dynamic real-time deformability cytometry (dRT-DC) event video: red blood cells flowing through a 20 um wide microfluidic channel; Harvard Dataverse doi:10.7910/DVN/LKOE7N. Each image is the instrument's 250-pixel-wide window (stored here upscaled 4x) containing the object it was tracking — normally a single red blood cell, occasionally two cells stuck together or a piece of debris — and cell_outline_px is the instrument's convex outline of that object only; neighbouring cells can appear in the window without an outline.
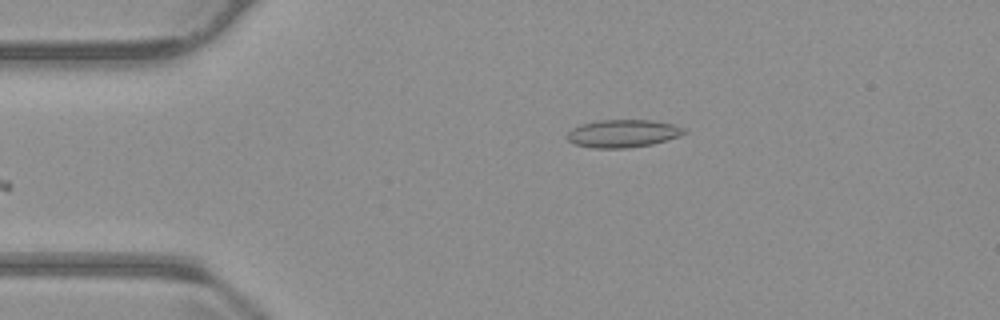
{"species": "common noctule bat (a hibernating species)", "species_latin": "Nyctalus noctula", "temperature_condition": "warm", "stored_images_in_passage": 39, "camera_frame_rate_fps": 3000, "um_per_image_px": 0.085, "animal": {"sex": "male", "body_mass_g": 23.1, "forearm_length_mm": 52.7}, "frame": {"image": 1, "passage_image": 1, "time_ms": 0.0, "image_size_px": [1000, 320], "cell_outline_px": [[688, 132], [680, 136], [652, 144], [628, 148], [592, 148], [572, 144], [568, 140], [568, 132], [572, 128], [580, 124], [596, 120], [652, 120], [672, 124], [684, 128]], "centroid_in_image_um": [52.93, 11.35], "position_along_channel_um": 32.1, "area_um2": 19.07}}
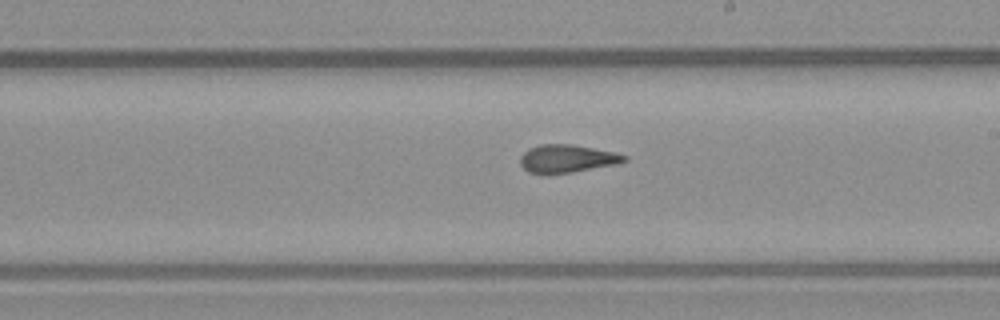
{"frame": {"image": 2, "passage_image": 21, "time_ms": 6.667, "image_size_px": [1000, 320], "cell_outline_px": [[628, 160], [620, 164], [572, 172], [528, 172], [520, 164], [520, 156], [528, 148], [540, 144], [572, 144], [616, 152], [628, 156]], "centroid_in_image_um": [48.26, 13.46], "position_along_channel_um": 240.7, "area_um2": 16.88}}
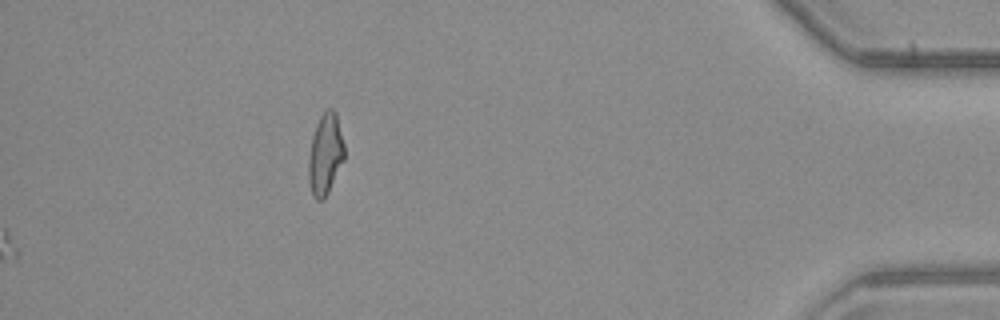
{"frame": {"image": 3, "passage_image": 39, "time_ms": 12.667, "image_size_px": [1000, 320], "cell_outline_px": [[344, 160], [324, 200], [316, 200], [312, 196], [308, 180], [308, 160], [312, 136], [316, 124], [320, 116], [328, 108], [332, 108], [336, 112], [344, 144]], "centroid_in_image_um": [27.64, 13.12], "position_along_channel_um": 407.6, "area_um2": 17.05}, "authors_computed_cell_mechanics": {"area_um2": 16.9932, "velocity_mm_per_s": 3.7737, "shape_relaxation_time_tau1_ms": null, "shape_relaxation_time_tau2_ms": 2.2107, "deformation_change_tau1": null, "deformation_change_tau2": 0.0961}}